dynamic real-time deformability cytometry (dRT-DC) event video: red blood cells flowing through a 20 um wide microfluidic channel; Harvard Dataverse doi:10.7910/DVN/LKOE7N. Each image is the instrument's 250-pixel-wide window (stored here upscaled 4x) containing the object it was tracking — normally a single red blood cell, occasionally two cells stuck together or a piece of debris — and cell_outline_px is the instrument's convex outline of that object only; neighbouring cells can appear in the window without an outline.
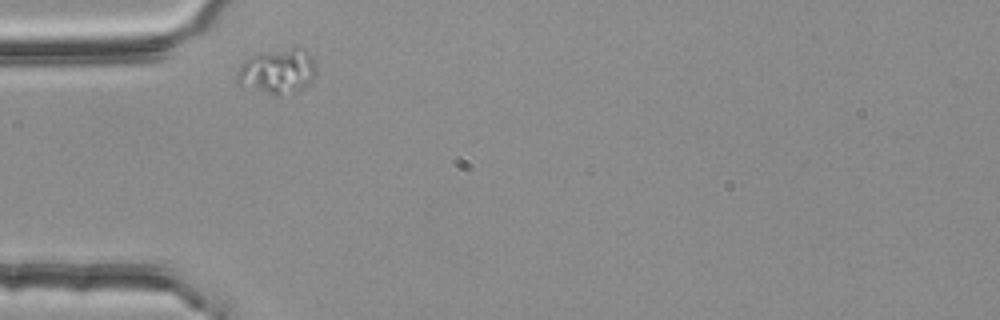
{"species": "common noctule bat (a hibernating species)", "species_latin": "Nyctalus noctula", "temperature_condition": "room temperature", "stored_images_in_passage": 1, "camera_frame_rate_fps": 3000, "um_per_image_px": 0.085, "animal": {"sex": "female", "body_mass_g": 25.1}, "frame": {"image": 1, "passage_image": 1, "time_ms": 0.0, "image_size_px": [1000, 320], "cell_outline_px": [[316, 76], [304, 88], [296, 92], [276, 96], [236, 84], [236, 72], [240, 64], [252, 56], [260, 52], [304, 48], [316, 60]], "centroid_in_image_um": [23.6, 6.08], "position_along_channel_um": 61.4, "area_um2": 21.04}}